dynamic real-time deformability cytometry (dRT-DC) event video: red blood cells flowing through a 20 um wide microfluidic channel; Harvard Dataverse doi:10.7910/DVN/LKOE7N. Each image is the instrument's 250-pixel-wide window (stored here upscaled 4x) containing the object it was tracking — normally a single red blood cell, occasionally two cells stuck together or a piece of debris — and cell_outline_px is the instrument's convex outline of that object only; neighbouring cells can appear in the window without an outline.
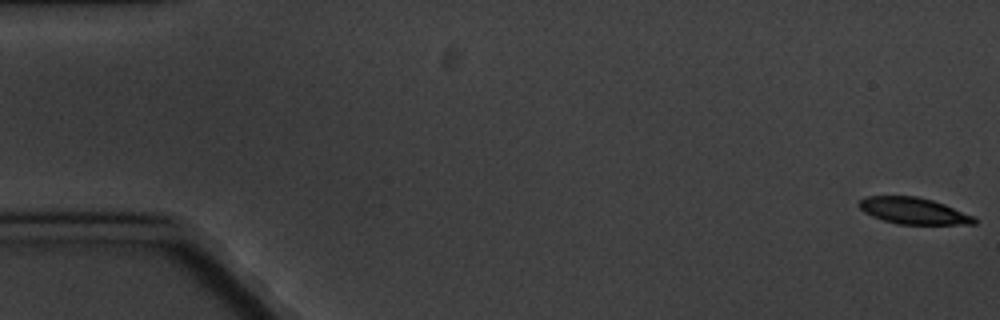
{"species": "common noctule bat (a hibernating species)", "species_latin": "Nyctalus noctula", "temperature_condition": "cold", "stored_images_in_passage": 5, "camera_frame_rate_fps": 3000, "um_per_image_px": 0.085, "animal": {"sex": "male", "body_mass_g": 20.1, "forearm_length_mm": 53.5}, "frame": {"image": 1, "passage_image": 1, "time_ms": 0.0, "image_size_px": [1000, 320], "cell_outline_px": [[976, 224], [896, 224], [872, 216], [864, 212], [860, 208], [860, 200], [864, 196], [916, 196], [932, 200], [944, 204], [972, 216], [976, 220]], "centroid_in_image_um": [77.61, 17.92], "position_along_channel_um": 7.4, "area_um2": 17.51}}